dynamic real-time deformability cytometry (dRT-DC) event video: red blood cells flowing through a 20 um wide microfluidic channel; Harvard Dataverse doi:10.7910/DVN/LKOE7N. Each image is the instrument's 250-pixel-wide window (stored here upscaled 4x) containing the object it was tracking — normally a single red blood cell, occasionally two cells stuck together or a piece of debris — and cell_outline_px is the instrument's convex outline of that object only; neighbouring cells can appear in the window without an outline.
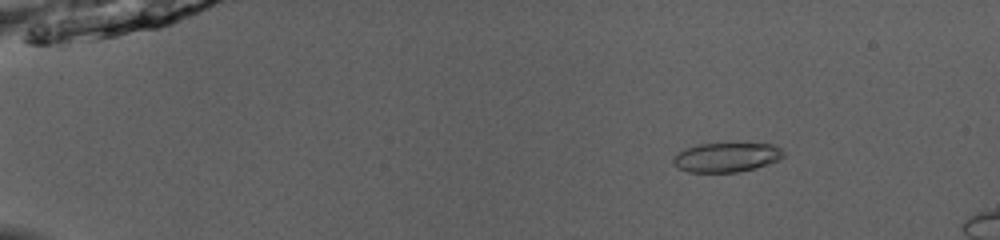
{"species": "common noctule bat (a hibernating species)", "species_latin": "Nyctalus noctula", "temperature_condition": "room temperature", "stored_images_in_passage": 51, "camera_frame_rate_fps": 3000, "um_per_image_px": 0.085, "animal": {"sex": "male", "body_mass_g": 13.0, "forearm_length_mm": 53.1}, "frame": {"image": 1, "passage_image": 9, "time_ms": 2.667, "image_size_px": [1000, 240], "cell_outline_px": [[784, 156], [780, 160], [756, 168], [736, 172], [688, 172], [672, 164], [672, 160], [680, 152], [688, 148], [700, 144], [736, 140], [776, 144], [784, 152]], "centroid_in_image_um": [61.85, 13.31], "position_along_channel_um": 23.1, "area_um2": 19.77}}
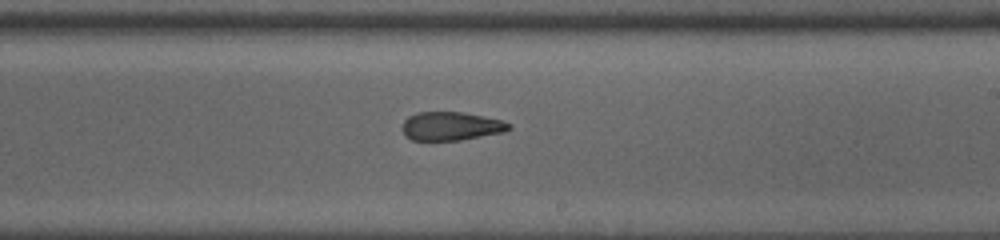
{"frame": {"image": 2, "passage_image": 33, "time_ms": 10.667, "image_size_px": [1000, 240], "cell_outline_px": [[512, 128], [504, 132], [460, 140], [412, 140], [404, 136], [400, 128], [404, 120], [408, 116], [416, 112], [460, 112], [484, 116], [500, 120], [512, 124]], "centroid_in_image_um": [38.3, 10.72], "position_along_channel_um": 250.7, "area_um2": 17.92}}
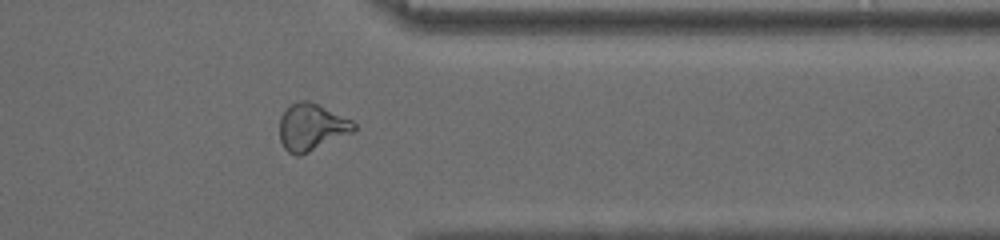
{"frame": {"image": 3, "passage_image": 43, "time_ms": 14.0, "image_size_px": [1000, 240], "cell_outline_px": [[356, 128], [352, 132], [300, 156], [296, 156], [288, 152], [284, 148], [280, 140], [280, 116], [292, 104], [300, 100], [308, 100], [352, 120], [356, 124]], "centroid_in_image_um": [26.46, 10.82], "position_along_channel_um": 384.9, "area_um2": 20.06}, "authors_computed_cell_mechanics": {"area_um2": 19.7676, "velocity_mm_per_s": 4.1071, "shape_relaxation_time_tau1_ms": null, "shape_relaxation_time_tau2_ms": 2.5337, "deformation_change_tau1": null, "deformation_change_tau2": 0.1121}}